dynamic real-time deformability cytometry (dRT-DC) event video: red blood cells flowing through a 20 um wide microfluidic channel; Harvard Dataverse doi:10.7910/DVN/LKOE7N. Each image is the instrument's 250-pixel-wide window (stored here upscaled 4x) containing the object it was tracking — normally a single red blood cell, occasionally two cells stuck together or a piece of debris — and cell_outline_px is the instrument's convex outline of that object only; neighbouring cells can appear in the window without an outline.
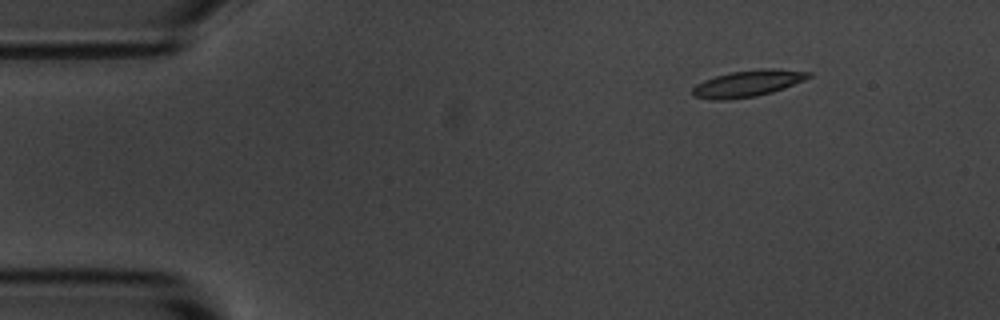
{"species": "common noctule bat (a hibernating species)", "species_latin": "Nyctalus noctula", "temperature_condition": "room temperature", "stored_images_in_passage": 5, "camera_frame_rate_fps": 3000, "um_per_image_px": 0.085, "animal": {"sex": "male", "body_mass_g": 20.1, "forearm_length_mm": 53.5}, "frame": {"image": 1, "passage_image": 1, "time_ms": 0.0, "image_size_px": [1000, 320], "cell_outline_px": [[812, 76], [804, 80], [784, 88], [772, 92], [756, 96], [728, 100], [712, 100], [692, 96], [692, 88], [696, 84], [704, 80], [716, 76], [732, 72], [764, 68], [768, 68], [812, 72]], "centroid_in_image_um": [63.54, 7.1], "position_along_channel_um": 21.5, "area_um2": 17.92}}
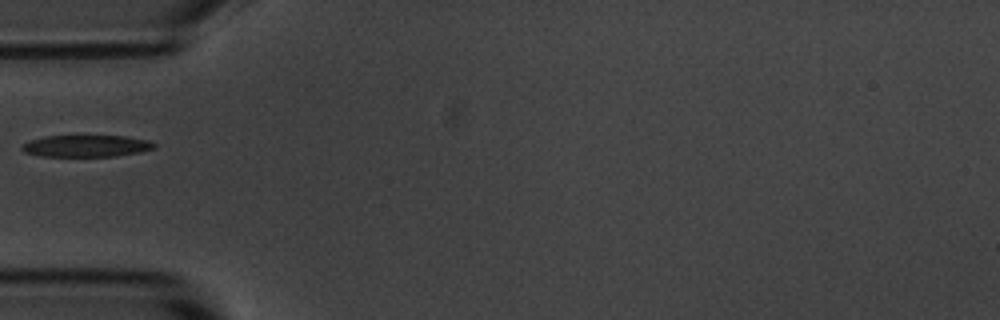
{"frame": {"image": 2, "passage_image": 4, "time_ms": 3.667, "image_size_px": [1000, 320], "cell_outline_px": [[156, 148], [140, 152], [116, 156], [40, 156], [24, 152], [20, 148], [20, 144], [28, 140], [44, 136], [124, 136], [148, 140], [156, 144]], "centroid_in_image_um": [7.29, 12.4], "position_along_channel_um": 77.7, "area_um2": 16.94}}